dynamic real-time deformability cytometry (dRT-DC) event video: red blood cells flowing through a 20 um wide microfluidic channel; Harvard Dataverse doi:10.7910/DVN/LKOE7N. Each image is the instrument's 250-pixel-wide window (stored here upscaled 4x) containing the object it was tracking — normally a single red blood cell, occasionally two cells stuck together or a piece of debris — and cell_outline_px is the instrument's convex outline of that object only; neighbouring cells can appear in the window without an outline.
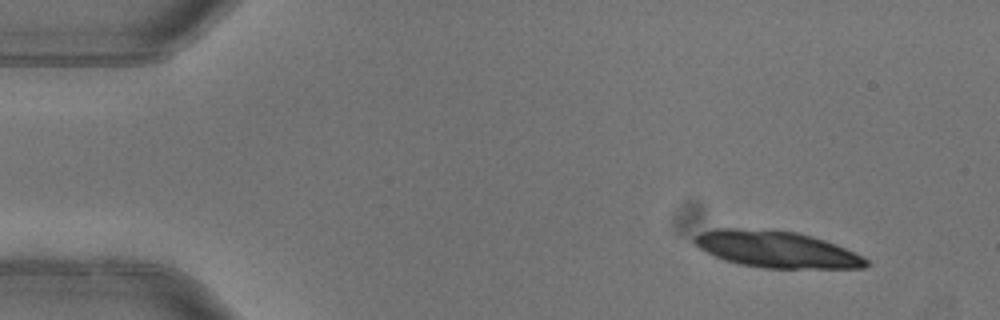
{"species": "common noctule bat (a hibernating species)", "species_latin": "Nyctalus noctula", "temperature_condition": "warm", "stored_images_in_passage": 4, "camera_frame_rate_fps": 3000, "um_per_image_px": 0.085, "animal": {"sex": "female"}, "frame": {"image": 1, "passage_image": 4, "time_ms": 1.0, "image_size_px": [1000, 320], "cell_outline_px": [[868, 264], [864, 268], [760, 268], [740, 264], [724, 260], [704, 252], [692, 240], [700, 232], [716, 228], [736, 228], [796, 232], [824, 240], [836, 244], [864, 256], [868, 260]], "centroid_in_image_um": [65.99, 21.2], "position_along_channel_um": 19.0, "area_um2": 36.47}}